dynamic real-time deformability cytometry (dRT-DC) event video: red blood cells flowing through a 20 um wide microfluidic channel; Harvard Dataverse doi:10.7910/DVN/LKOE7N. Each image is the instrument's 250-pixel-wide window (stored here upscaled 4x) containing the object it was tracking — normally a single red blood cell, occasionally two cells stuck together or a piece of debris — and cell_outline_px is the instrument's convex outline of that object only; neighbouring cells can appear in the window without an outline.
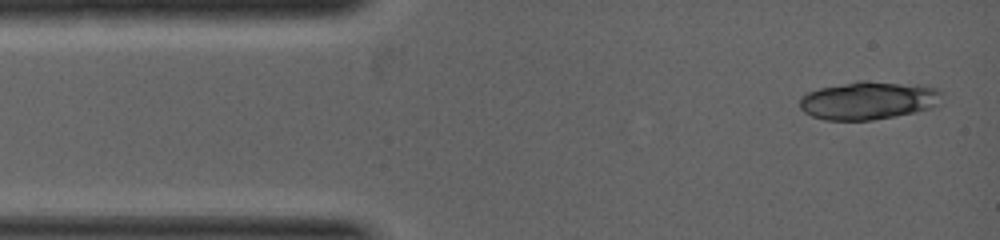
{"species": "common noctule bat (a hibernating species)", "species_latin": "Nyctalus noctula", "temperature_condition": "warm", "stored_images_in_passage": 5, "camera_frame_rate_fps": 5000, "um_per_image_px": 0.085, "animal": {"sex": "female", "body_mass_g": 19.0, "forearm_length_mm": 53.3}, "frame": {"image": 1, "passage_image": 1, "time_ms": 0.0, "image_size_px": [1000, 240], "cell_outline_px": [[944, 92], [936, 104], [932, 108], [872, 120], [824, 120], [812, 116], [804, 112], [800, 108], [800, 96], [808, 92], [820, 88], [856, 80], [864, 80], [920, 84], [940, 88]], "centroid_in_image_um": [73.82, 8.51], "position_along_channel_um": 11.2, "area_um2": 31.85}}